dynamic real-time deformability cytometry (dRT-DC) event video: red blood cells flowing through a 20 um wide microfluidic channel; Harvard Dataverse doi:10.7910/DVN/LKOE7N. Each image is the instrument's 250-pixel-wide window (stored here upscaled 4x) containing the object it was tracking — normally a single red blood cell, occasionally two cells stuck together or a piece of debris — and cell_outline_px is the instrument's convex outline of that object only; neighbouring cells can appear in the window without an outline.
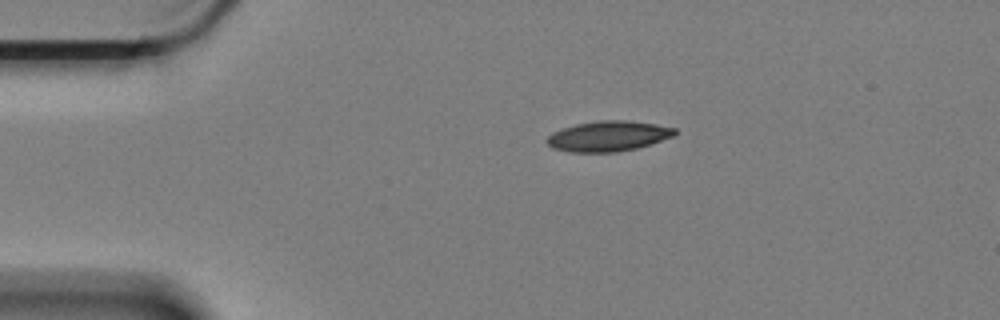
{"species": "Egyptian fruit bat (a non-hibernating species)", "species_latin": "Rousettus aegyptiacus", "temperature_condition": "cold", "stored_images_in_passage": 48, "camera_frame_rate_fps": 3000, "um_per_image_px": 0.085, "animal": {"sex": "female"}, "frame": {"image": 1, "passage_image": 1, "time_ms": 0.0, "image_size_px": [1000, 320], "cell_outline_px": [[676, 132], [672, 136], [636, 148], [616, 152], [572, 152], [552, 148], [544, 140], [552, 132], [576, 124], [600, 120], [624, 120], [656, 124], [676, 128]], "centroid_in_image_um": [51.65, 11.57], "position_along_channel_um": 33.3, "area_um2": 22.37}}
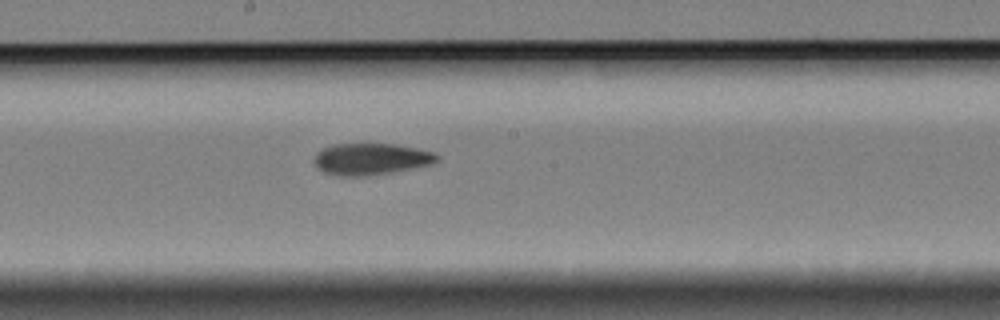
{"frame": {"image": 2, "passage_image": 21, "time_ms": 6.667, "image_size_px": [1000, 320], "cell_outline_px": [[440, 160], [432, 164], [388, 172], [356, 176], [344, 176], [324, 172], [316, 164], [316, 152], [332, 144], [396, 144], [436, 152], [440, 156]], "centroid_in_image_um": [31.6, 13.49], "position_along_channel_um": 216.6, "area_um2": 22.2}}
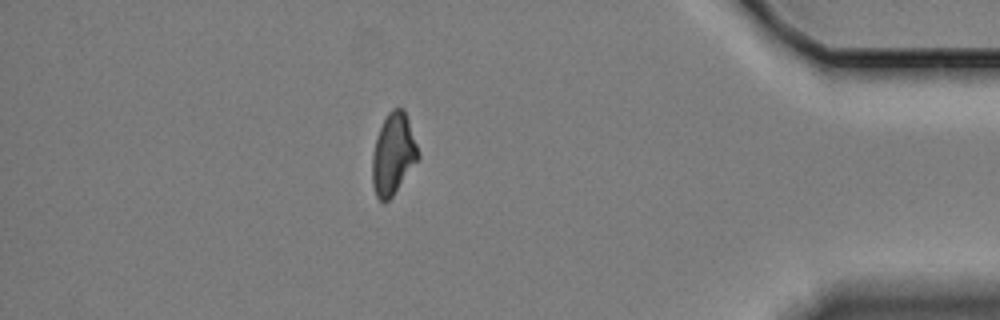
{"frame": {"image": 3, "passage_image": 41, "time_ms": 13.333, "image_size_px": [1000, 320], "cell_outline_px": [[420, 156], [392, 196], [388, 200], [380, 200], [376, 196], [372, 184], [372, 156], [376, 140], [380, 128], [388, 112], [392, 108], [404, 108], [420, 152]], "centroid_in_image_um": [33.43, 13.07], "position_along_channel_um": 401.8, "area_um2": 21.44}, "authors_computed_cell_mechanics": {"area_um2": 22.5709, "velocity_mm_per_s": 3.3561, "shape_relaxation_time_tau1_ms": 9.5389, "shape_relaxation_time_tau2_ms": 6.3241, "deformation_change_tau1": 0.1805, "deformation_change_tau2": 0.13}}